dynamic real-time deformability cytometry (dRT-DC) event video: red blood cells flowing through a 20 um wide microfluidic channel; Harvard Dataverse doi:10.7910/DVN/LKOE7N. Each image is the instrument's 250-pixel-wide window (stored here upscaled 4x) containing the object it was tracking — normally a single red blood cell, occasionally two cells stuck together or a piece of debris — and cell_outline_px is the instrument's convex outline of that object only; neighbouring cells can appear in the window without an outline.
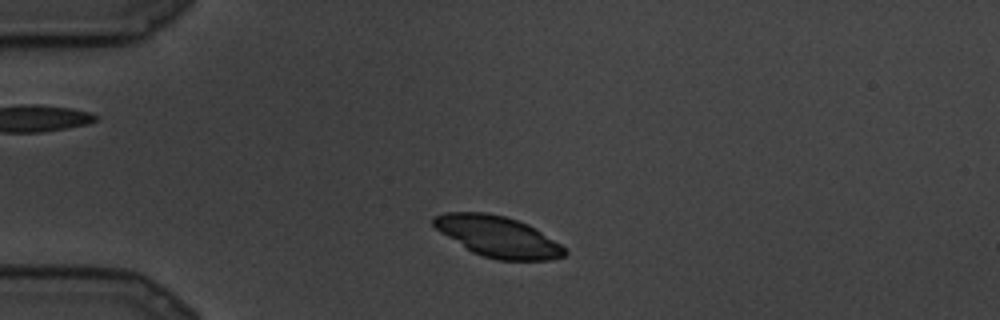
{"species": "common noctule bat (a hibernating species)", "species_latin": "Nyctalus noctula", "temperature_condition": "cold", "stored_images_in_passage": 79, "camera_frame_rate_fps": 3000, "um_per_image_px": 0.085, "animal": {"sex": "male", "body_mass_g": 19.5, "forearm_length_mm": 54.6}, "frame": {"image": 1, "passage_image": 10, "time_ms": 3.0, "image_size_px": [1000, 320], "cell_outline_px": [[568, 252], [564, 256], [552, 260], [500, 260], [484, 256], [472, 252], [440, 232], [432, 224], [432, 216], [444, 212], [488, 212], [504, 216], [528, 224], [568, 248]], "centroid_in_image_um": [42.33, 20.1], "position_along_channel_um": 42.7, "area_um2": 31.33}}